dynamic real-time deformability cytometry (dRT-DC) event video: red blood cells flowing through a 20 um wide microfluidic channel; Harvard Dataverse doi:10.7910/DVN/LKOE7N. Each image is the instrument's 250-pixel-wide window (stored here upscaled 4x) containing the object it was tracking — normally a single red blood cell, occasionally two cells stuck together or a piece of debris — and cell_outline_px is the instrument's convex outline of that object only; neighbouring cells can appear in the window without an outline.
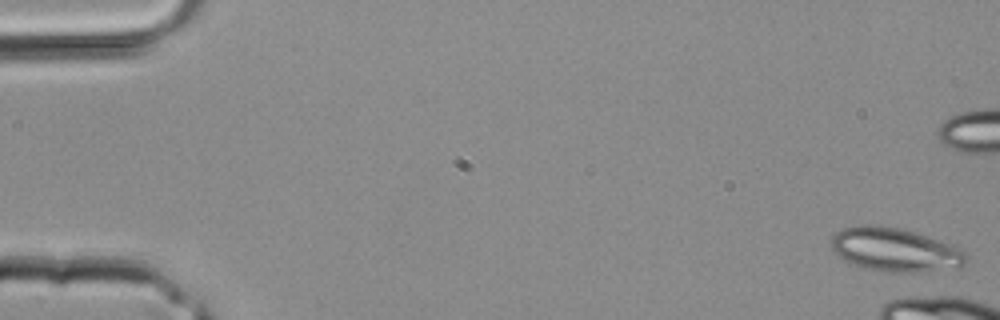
{"species": "common noctule bat (a hibernating species)", "species_latin": "Nyctalus noctula", "temperature_condition": "room temperature", "stored_images_in_passage": 2, "camera_frame_rate_fps": 3000, "um_per_image_px": 0.085, "animal": {"sex": "male", "body_mass_g": 20.4}, "frame": {"image": 1, "passage_image": 1, "time_ms": 0.0, "image_size_px": [1000, 320], "cell_outline_px": [[968, 260], [960, 268], [916, 272], [884, 272], [864, 268], [844, 260], [832, 252], [832, 236], [836, 232], [844, 228], [864, 224], [880, 224], [900, 228], [940, 240], [952, 244], [960, 248], [968, 256]], "centroid_in_image_um": [76.09, 21.23], "position_along_channel_um": 8.9, "area_um2": 34.68}}